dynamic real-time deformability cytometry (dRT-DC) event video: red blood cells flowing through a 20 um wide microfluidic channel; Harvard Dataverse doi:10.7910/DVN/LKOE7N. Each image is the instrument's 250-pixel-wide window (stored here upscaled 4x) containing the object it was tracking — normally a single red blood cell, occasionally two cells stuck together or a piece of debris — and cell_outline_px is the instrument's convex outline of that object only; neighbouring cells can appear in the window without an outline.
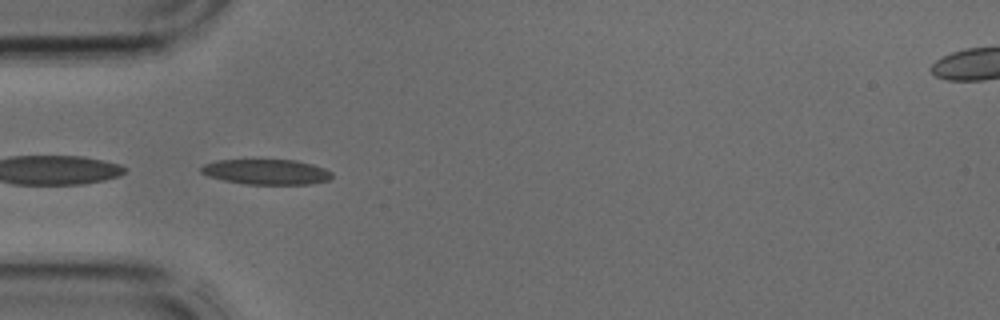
{"species": "common noctule bat (a hibernating species)", "species_latin": "Nyctalus noctula", "temperature_condition": "cold", "stored_images_in_passage": 2, "camera_frame_rate_fps": 3000, "um_per_image_px": 0.085, "animal": {"sex": "male", "body_mass_g": 17.9, "forearm_length_mm": 54.2}, "frame": {"image": 1, "passage_image": 2, "time_ms": 0.333, "image_size_px": [1000, 320], "cell_outline_px": [[332, 176], [328, 180], [308, 184], [244, 184], [224, 180], [208, 176], [200, 172], [200, 168], [204, 164], [216, 160], [296, 160], [312, 164], [324, 168], [332, 172]], "centroid_in_image_um": [22.62, 14.6], "position_along_channel_um": 62.4, "area_um2": 19.19}}